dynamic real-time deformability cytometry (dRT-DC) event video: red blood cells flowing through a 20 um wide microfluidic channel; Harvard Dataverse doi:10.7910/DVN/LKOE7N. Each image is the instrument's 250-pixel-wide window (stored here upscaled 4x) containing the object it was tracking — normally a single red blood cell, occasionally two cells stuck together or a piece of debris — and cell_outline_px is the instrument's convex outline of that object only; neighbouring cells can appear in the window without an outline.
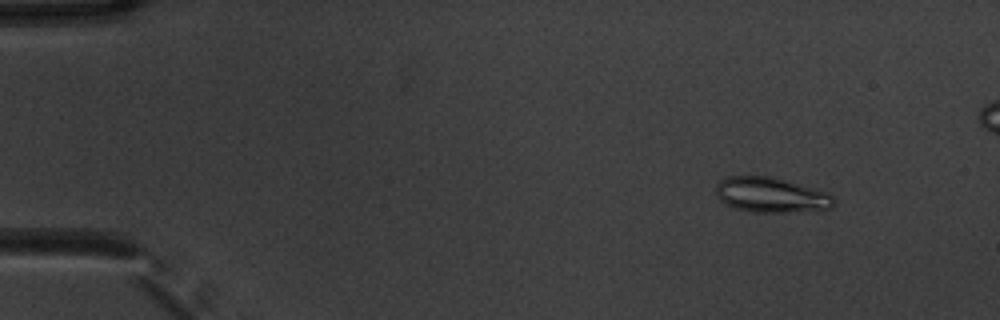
{"species": "common noctule bat (a hibernating species)", "species_latin": "Nyctalus noctula", "temperature_condition": "warm", "stored_images_in_passage": 52, "segment_of_instrument_passage": [1, 2], "camera_frame_rate_fps": 3000, "um_per_image_px": 0.085, "animal": {"sex": "male", "body_mass_g": 20.1, "forearm_length_mm": 53.5}, "frame": {"image": 1, "passage_image": 4, "time_ms": 1.0, "image_size_px": [1000, 320], "cell_outline_px": [[836, 204], [832, 208], [788, 212], [752, 212], [736, 208], [724, 204], [716, 196], [716, 184], [724, 176], [772, 176], [828, 192], [836, 200]], "centroid_in_image_um": [65.52, 16.56], "position_along_channel_um": 19.5, "area_um2": 24.33}}
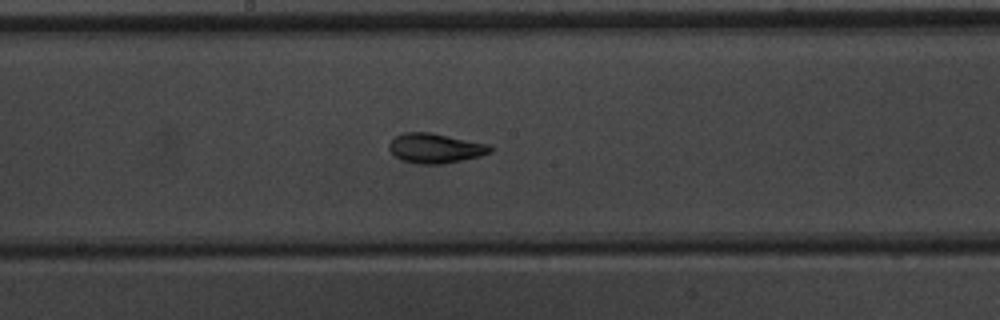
{"frame": {"image": 2, "passage_image": 27, "time_ms": 8.667, "image_size_px": [1000, 320], "cell_outline_px": [[492, 152], [480, 156], [444, 164], [416, 164], [400, 160], [388, 148], [388, 144], [396, 136], [404, 132], [432, 132], [488, 144], [492, 148]], "centroid_in_image_um": [36.99, 12.6], "position_along_channel_um": 211.2, "area_um2": 17.63}}
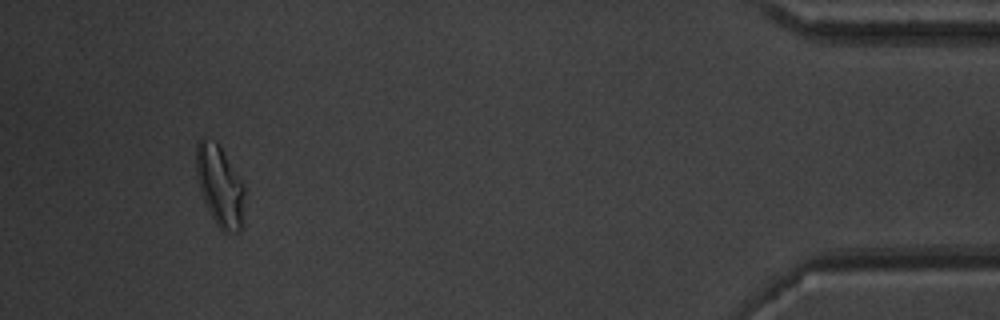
{"frame": {"image": 3, "passage_image": 48, "time_ms": 15.667, "image_size_px": [1000, 320], "cell_outline_px": [[244, 224], [240, 232], [236, 236], [228, 236], [216, 224], [204, 200], [196, 180], [196, 144], [200, 136], [204, 136], [216, 140], [244, 184]], "centroid_in_image_um": [18.7, 15.84], "position_along_channel_um": 416.5, "area_um2": 23.58}}